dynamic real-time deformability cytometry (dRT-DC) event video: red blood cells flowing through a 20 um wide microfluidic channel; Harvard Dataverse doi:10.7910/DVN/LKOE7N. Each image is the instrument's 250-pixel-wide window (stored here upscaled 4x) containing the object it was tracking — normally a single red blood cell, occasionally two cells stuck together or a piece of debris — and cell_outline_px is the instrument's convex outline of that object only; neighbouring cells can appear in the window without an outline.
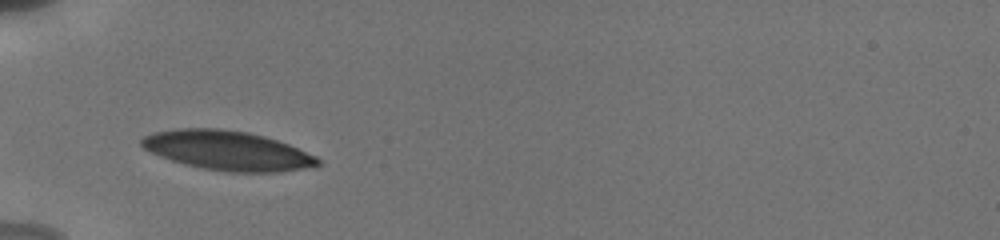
{"species": "human", "species_latin": "Homo sapiens", "temperature_condition": "cold", "stored_images_in_passage": 11, "camera_frame_rate_fps": 3000, "um_per_image_px": 0.085, "donor": {"sex": "male"}, "frame": {"image": 1, "passage_image": 1, "time_ms": 0.0, "image_size_px": [1000, 240], "cell_outline_px": [[320, 164], [316, 168], [280, 172], [228, 172], [204, 168], [184, 164], [160, 156], [144, 148], [140, 144], [140, 140], [144, 136], [152, 132], [176, 128], [220, 128], [248, 132], [264, 136], [288, 144], [316, 156], [320, 160]], "centroid_in_image_um": [19.36, 12.8], "position_along_channel_um": 65.6, "area_um2": 40.69}}
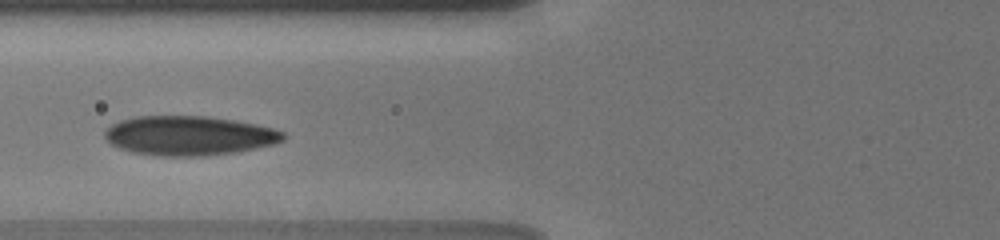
{"frame": {"image": 2, "passage_image": 4, "time_ms": 1.333, "image_size_px": [1000, 240], "cell_outline_px": [[288, 136], [284, 140], [276, 144], [236, 152], [204, 156], [160, 156], [132, 152], [120, 148], [112, 144], [104, 136], [104, 132], [112, 124], [120, 120], [136, 116], [208, 116], [236, 120], [256, 124], [272, 128], [284, 132]], "centroid_in_image_um": [16.11, 11.53], "position_along_channel_um": 109.7, "area_um2": 41.21}}
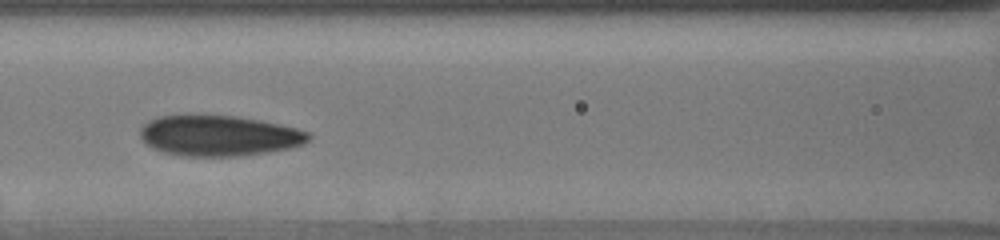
{"frame": {"image": 3, "passage_image": 7, "time_ms": 2.333, "image_size_px": [1000, 240], "cell_outline_px": [[312, 136], [304, 144], [292, 148], [268, 152], [240, 156], [184, 156], [164, 152], [152, 148], [140, 136], [140, 128], [148, 120], [160, 116], [236, 116], [260, 120], [296, 128], [308, 132]], "centroid_in_image_um": [18.63, 11.54], "position_along_channel_um": 148.0, "area_um2": 39.65}}